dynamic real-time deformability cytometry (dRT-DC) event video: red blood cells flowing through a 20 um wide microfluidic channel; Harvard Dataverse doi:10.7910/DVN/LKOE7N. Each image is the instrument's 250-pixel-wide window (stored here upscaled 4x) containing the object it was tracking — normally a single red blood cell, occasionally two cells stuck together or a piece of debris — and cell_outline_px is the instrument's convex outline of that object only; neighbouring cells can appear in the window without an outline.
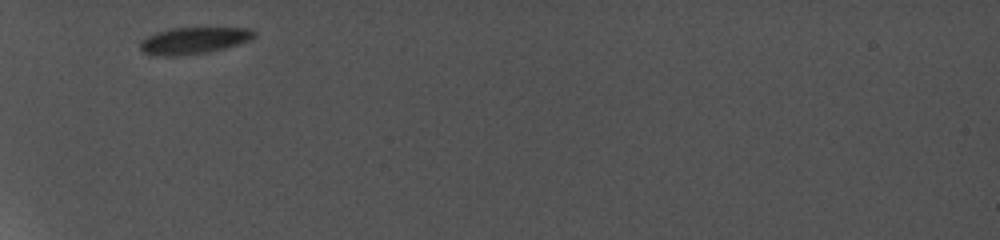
{"species": "common noctule bat (a hibernating species)", "species_latin": "Nyctalus noctula", "temperature_condition": "cold", "stored_images_in_passage": 5, "camera_frame_rate_fps": 5000, "um_per_image_px": 0.085, "animal": {"sex": "female", "body_mass_g": 19.0, "forearm_length_mm": 56.7}, "frame": {"image": 1, "passage_image": 1, "time_ms": 0.0, "image_size_px": [1000, 240], "cell_outline_px": [[256, 36], [248, 40], [224, 48], [208, 52], [180, 56], [164, 56], [144, 52], [140, 48], [140, 40], [156, 32], [172, 28], [248, 28], [256, 32]], "centroid_in_image_um": [16.45, 3.44], "position_along_channel_um": 68.6, "area_um2": 17.51}}
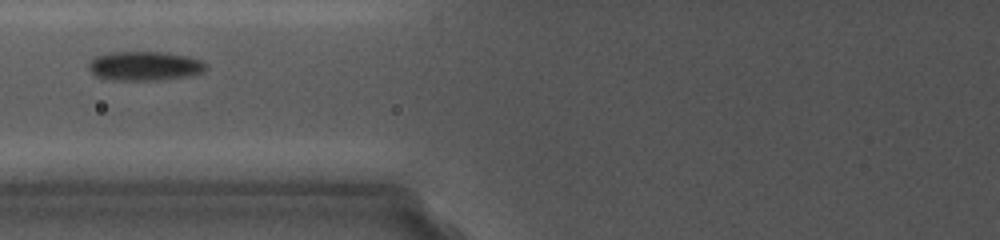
{"frame": {"image": 2, "passage_image": 3, "time_ms": 1.6, "image_size_px": [1000, 240], "cell_outline_px": [[208, 68], [200, 72], [176, 76], [148, 80], [124, 80], [96, 76], [88, 68], [88, 64], [96, 56], [108, 52], [160, 52], [184, 56], [204, 60], [208, 64]], "centroid_in_image_um": [12.26, 5.57], "position_along_channel_um": 113.5, "area_um2": 19.25}}